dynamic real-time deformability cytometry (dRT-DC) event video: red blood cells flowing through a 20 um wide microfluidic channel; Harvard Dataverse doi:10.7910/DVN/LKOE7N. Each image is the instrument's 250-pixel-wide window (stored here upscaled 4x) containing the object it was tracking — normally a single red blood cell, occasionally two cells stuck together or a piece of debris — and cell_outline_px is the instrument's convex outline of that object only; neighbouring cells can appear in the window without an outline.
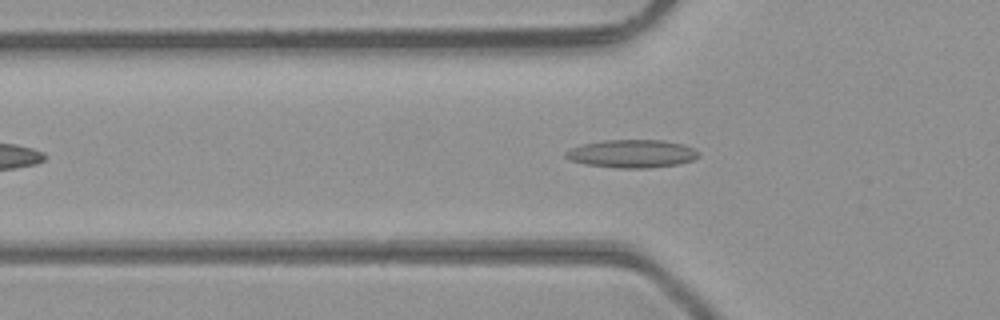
{"species": "common noctule bat (a hibernating species)", "species_latin": "Nyctalus noctula", "temperature_condition": "room temperature", "stored_images_in_passage": 39, "camera_frame_rate_fps": 3000, "um_per_image_px": 0.085, "animal": {"sex": "male", "body_mass_g": 23.1, "forearm_length_mm": 52.7}, "frame": {"image": 1, "passage_image": 10, "time_ms": 3.0, "image_size_px": [1000, 320], "cell_outline_px": [[700, 156], [692, 160], [680, 164], [652, 168], [616, 168], [584, 164], [568, 160], [564, 156], [564, 152], [572, 148], [584, 144], [600, 140], [664, 140], [684, 144], [700, 152]], "centroid_in_image_um": [53.72, 13.07], "position_along_channel_um": 72.1, "area_um2": 22.02}}
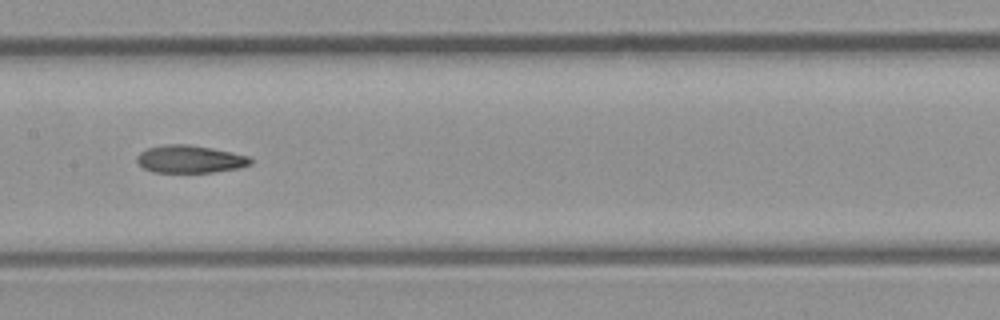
{"frame": {"image": 2, "passage_image": 18, "time_ms": 5.667, "image_size_px": [1000, 320], "cell_outline_px": [[252, 164], [240, 168], [212, 172], [152, 172], [144, 168], [136, 160], [136, 156], [140, 152], [148, 148], [168, 144], [188, 144], [212, 148], [232, 152], [248, 156], [252, 160]], "centroid_in_image_um": [16.16, 13.52], "position_along_channel_um": 191.2, "area_um2": 18.26}}
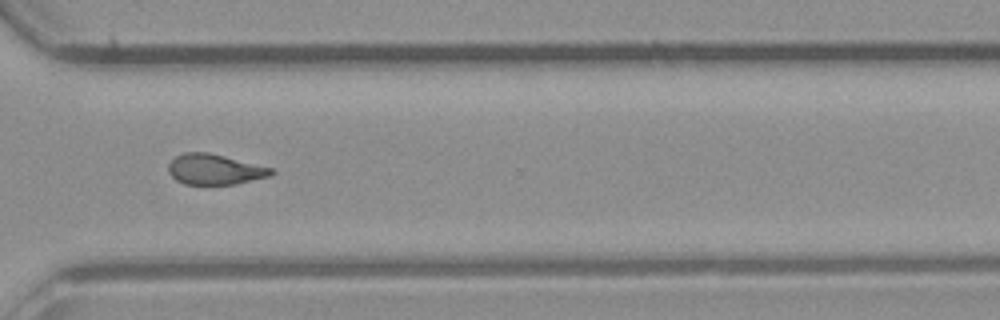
{"frame": {"image": 3, "passage_image": 29, "time_ms": 9.333, "image_size_px": [1000, 320], "cell_outline_px": [[276, 172], [268, 176], [236, 184], [184, 184], [176, 180], [168, 172], [168, 164], [176, 156], [184, 152], [208, 152], [272, 168]], "centroid_in_image_um": [18.22, 14.39], "position_along_channel_um": 352.4, "area_um2": 18.09}, "authors_computed_cell_mechanics": {"area_um2": 18.785, "velocity_mm_per_s": 4.4094, "shape_relaxation_time_tau1_ms": null, "shape_relaxation_time_tau2_ms": 3.3049, "deformation_change_tau1": null, "deformation_change_tau2": 0.1311}}